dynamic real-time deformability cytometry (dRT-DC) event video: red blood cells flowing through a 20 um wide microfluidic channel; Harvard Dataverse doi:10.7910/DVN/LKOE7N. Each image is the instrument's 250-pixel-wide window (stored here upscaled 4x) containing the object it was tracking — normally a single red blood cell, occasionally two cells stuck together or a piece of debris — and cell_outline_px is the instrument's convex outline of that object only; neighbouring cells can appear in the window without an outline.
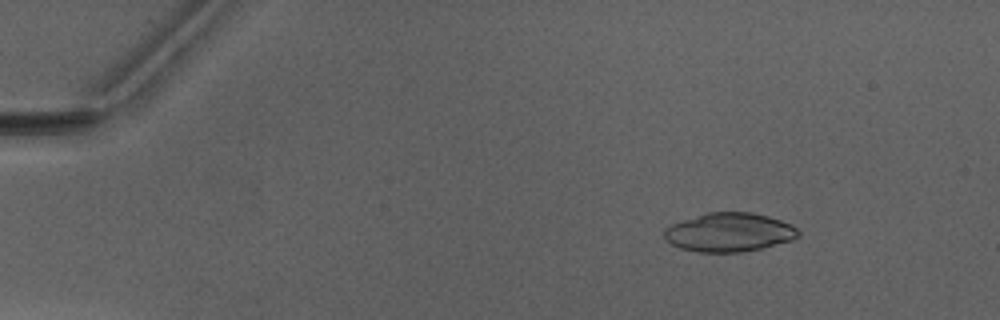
{"species": "Egyptian fruit bat (a non-hibernating species)", "species_latin": "Rousettus aegyptiacus", "temperature_condition": "warm", "stored_images_in_passage": 37, "camera_frame_rate_fps": 3000, "um_per_image_px": 0.085, "animal": {"sex": "male"}, "frame": {"image": 1, "passage_image": 7, "time_ms": 2.0, "image_size_px": [1000, 320], "cell_outline_px": [[800, 236], [792, 240], [760, 248], [740, 252], [700, 252], [680, 248], [664, 240], [664, 228], [668, 224], [708, 212], [752, 212], [768, 216], [792, 224], [800, 232]], "centroid_in_image_um": [61.95, 19.73], "position_along_channel_um": 23.0, "area_um2": 30.46}}